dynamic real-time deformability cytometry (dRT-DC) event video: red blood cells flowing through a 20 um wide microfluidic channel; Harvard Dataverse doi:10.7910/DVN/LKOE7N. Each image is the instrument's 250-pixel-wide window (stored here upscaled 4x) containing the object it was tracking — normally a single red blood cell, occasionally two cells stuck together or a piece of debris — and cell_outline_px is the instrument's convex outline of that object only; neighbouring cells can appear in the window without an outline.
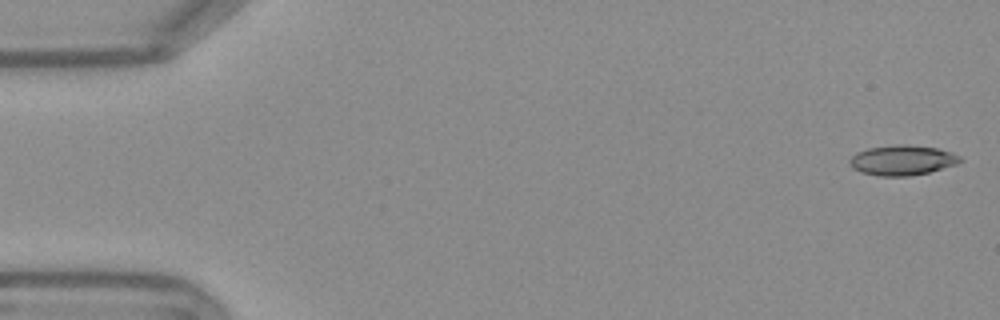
{"species": "Egyptian fruit bat (a non-hibernating species)", "species_latin": "Rousettus aegyptiacus", "temperature_condition": "warm", "stored_images_in_passage": 53, "camera_frame_rate_fps": 3000, "um_per_image_px": 0.085, "frame": {"image": 1, "passage_image": 1, "time_ms": 0.0, "image_size_px": [1000, 320], "cell_outline_px": [[964, 160], [956, 164], [928, 172], [908, 176], [880, 176], [860, 172], [852, 168], [848, 164], [848, 160], [856, 152], [868, 148], [896, 144], [908, 144], [936, 148], [952, 152], [960, 156]], "centroid_in_image_um": [76.66, 13.61], "position_along_channel_um": 8.3, "area_um2": 19.48}}
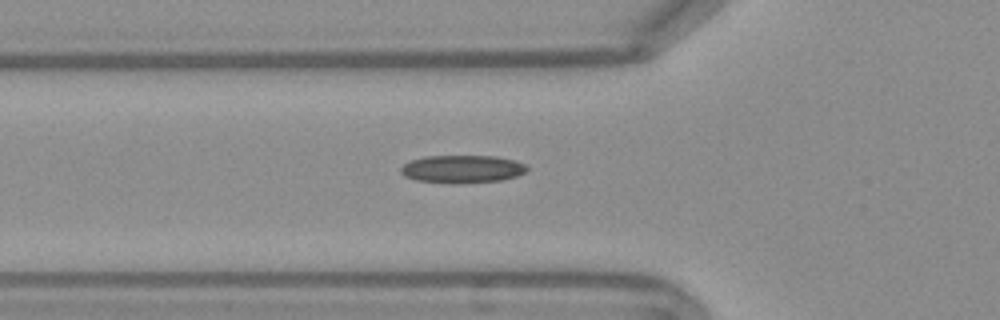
{"frame": {"image": 2, "passage_image": 18, "time_ms": 5.667, "image_size_px": [1000, 320], "cell_outline_px": [[528, 168], [524, 172], [516, 176], [500, 180], [416, 180], [404, 176], [400, 172], [400, 168], [404, 164], [412, 160], [424, 156], [496, 156], [516, 160], [524, 164]], "centroid_in_image_um": [39.3, 14.3], "position_along_channel_um": 86.5, "area_um2": 19.25}}
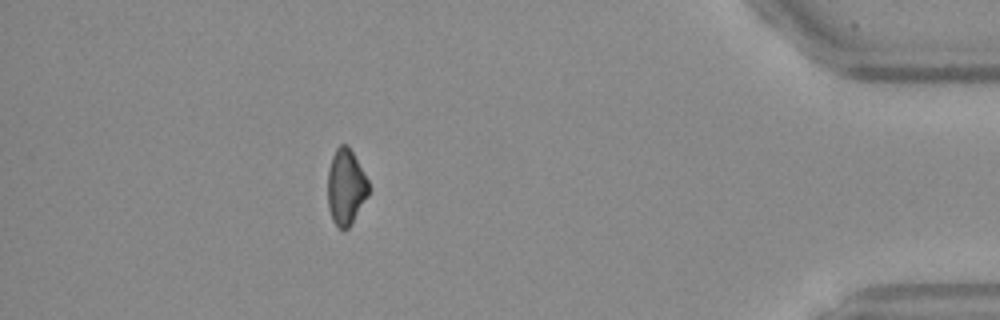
{"frame": {"image": 3, "passage_image": 47, "time_ms": 15.333, "image_size_px": [1000, 320], "cell_outline_px": [[368, 196], [348, 228], [340, 228], [332, 220], [328, 208], [328, 168], [332, 156], [336, 148], [340, 144], [348, 144], [368, 180]], "centroid_in_image_um": [29.38, 15.86], "position_along_channel_um": 405.8, "area_um2": 17.92}}